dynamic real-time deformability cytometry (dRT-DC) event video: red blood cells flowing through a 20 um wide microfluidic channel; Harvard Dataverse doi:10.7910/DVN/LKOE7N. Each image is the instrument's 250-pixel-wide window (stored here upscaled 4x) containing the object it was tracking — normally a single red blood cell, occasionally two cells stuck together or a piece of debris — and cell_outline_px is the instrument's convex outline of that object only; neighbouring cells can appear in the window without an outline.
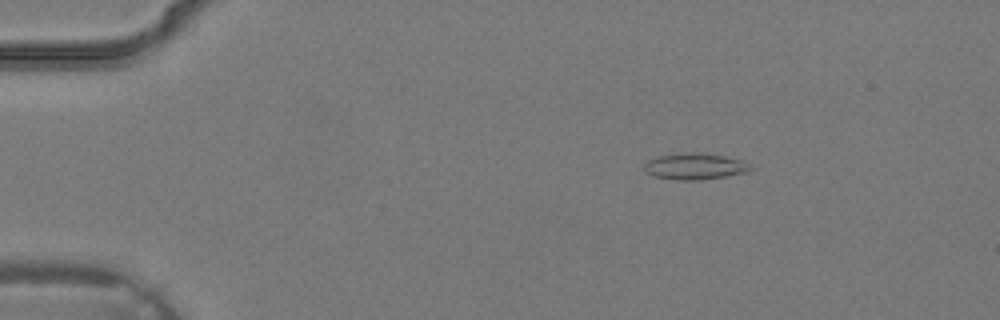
{"species": "common noctule bat (a hibernating species)", "species_latin": "Nyctalus noctula", "temperature_condition": "warm", "stored_images_in_passage": 8, "camera_frame_rate_fps": 3000, "um_per_image_px": 0.085, "animal": {"sex": "male", "body_mass_g": 19.2, "forearm_length_mm": 51.8}, "frame": {"image": 1, "passage_image": 2, "time_ms": 0.333, "image_size_px": [1000, 320], "cell_outline_px": [[752, 168], [748, 172], [724, 176], [696, 180], [676, 180], [656, 176], [648, 172], [644, 168], [644, 164], [648, 160], [660, 156], [688, 152], [692, 152], [724, 156], [740, 160], [748, 164]], "centroid_in_image_um": [59.06, 14.14], "position_along_channel_um": 25.9, "area_um2": 15.84}}